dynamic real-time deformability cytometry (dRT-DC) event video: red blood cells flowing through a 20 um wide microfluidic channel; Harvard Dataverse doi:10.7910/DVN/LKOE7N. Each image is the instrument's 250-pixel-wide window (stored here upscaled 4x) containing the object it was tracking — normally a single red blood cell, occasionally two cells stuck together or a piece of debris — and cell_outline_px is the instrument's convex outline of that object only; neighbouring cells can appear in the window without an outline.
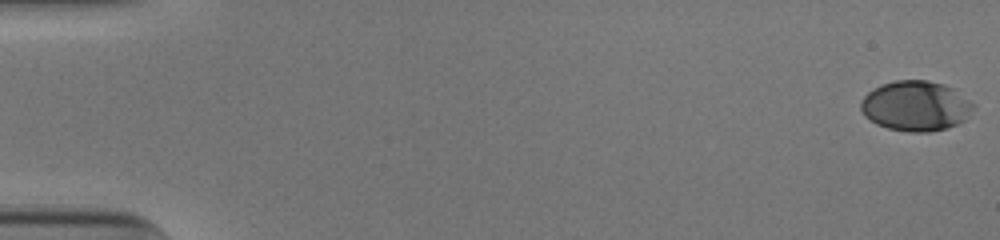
{"species": "human", "species_latin": "Homo sapiens", "temperature_condition": "cold", "stored_images_in_passage": 53, "camera_frame_rate_fps": 3000, "um_per_image_px": 0.085, "donor": {"sex": "male"}, "frame": {"image": 1, "passage_image": 1, "time_ms": 0.0, "image_size_px": [1000, 240], "cell_outline_px": [[976, 104], [964, 120], [948, 128], [928, 132], [908, 132], [888, 128], [876, 124], [864, 116], [860, 108], [860, 100], [872, 88], [880, 84], [896, 80], [928, 80], [944, 84], [952, 88]], "centroid_in_image_um": [77.8, 9.0], "position_along_channel_um": 7.2, "area_um2": 33.06}}
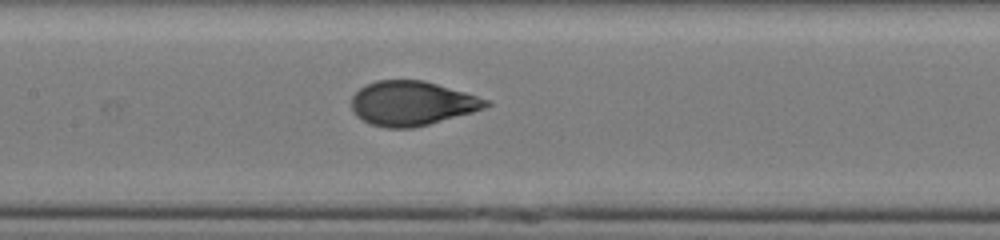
{"frame": {"image": 2, "passage_image": 27, "time_ms": 8.667, "image_size_px": [1000, 240], "cell_outline_px": [[492, 104], [484, 108], [472, 112], [428, 124], [412, 128], [384, 128], [368, 124], [356, 116], [352, 112], [352, 96], [360, 88], [376, 80], [424, 80], [464, 92], [488, 100]], "centroid_in_image_um": [34.97, 8.79], "position_along_channel_um": 172.4, "area_um2": 34.68}}
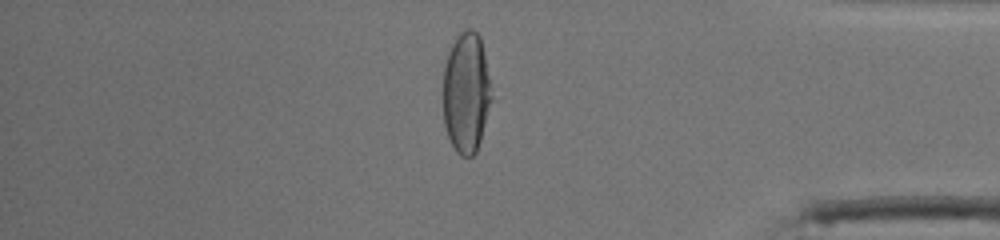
{"frame": {"image": 3, "passage_image": 46, "time_ms": 15.0, "image_size_px": [1000, 240], "cell_outline_px": [[492, 100], [480, 140], [476, 152], [472, 156], [460, 156], [456, 152], [448, 136], [444, 124], [444, 64], [448, 52], [456, 36], [460, 32], [468, 28], [472, 28], [480, 36], [492, 96]], "centroid_in_image_um": [39.62, 7.87], "position_along_channel_um": 395.6, "area_um2": 33.81}, "authors_computed_cell_mechanics": {"area_um2": 34.68, "velocity_mm_per_s": 3.9181, "shape_relaxation_time_tau1_ms": 3.6119, "shape_relaxation_time_tau2_ms": null, "deformation_change_tau1": 0.2004, "deformation_change_tau2": null}}